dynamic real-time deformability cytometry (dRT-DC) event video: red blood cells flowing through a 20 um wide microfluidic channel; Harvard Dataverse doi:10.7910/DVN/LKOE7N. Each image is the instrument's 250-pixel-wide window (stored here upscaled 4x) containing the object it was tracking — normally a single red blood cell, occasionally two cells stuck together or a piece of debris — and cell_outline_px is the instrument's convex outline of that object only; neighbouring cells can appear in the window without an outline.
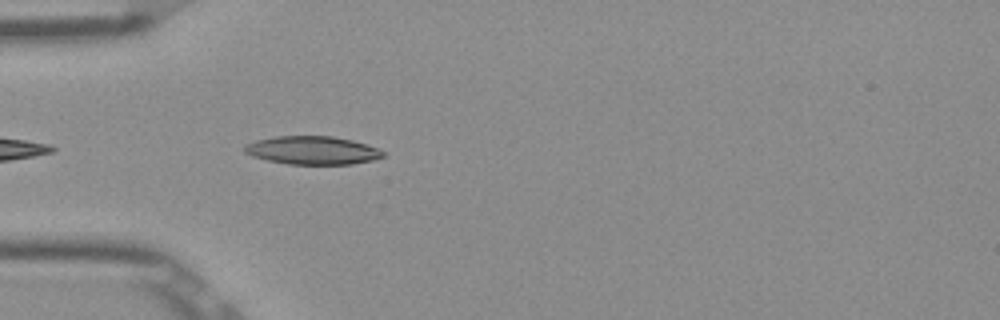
{"species": "Egyptian fruit bat (a non-hibernating species)", "species_latin": "Rousettus aegyptiacus", "temperature_condition": "room temperature", "stored_images_in_passage": 9, "camera_frame_rate_fps": 3000, "um_per_image_px": 0.085, "frame": {"image": 1, "passage_image": 3, "time_ms": 0.667, "image_size_px": [1000, 320], "cell_outline_px": [[384, 156], [372, 160], [352, 164], [288, 164], [268, 160], [252, 156], [244, 152], [244, 144], [256, 140], [276, 136], [332, 136], [352, 140], [376, 148], [384, 152]], "centroid_in_image_um": [26.51, 12.77], "position_along_channel_um": 58.5, "area_um2": 22.66}}